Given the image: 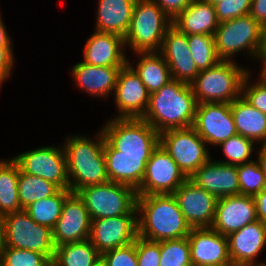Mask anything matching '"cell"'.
Segmentation results:
<instances>
[{
  "instance_id": "681fc988",
  "label": "cell",
  "mask_w": 266,
  "mask_h": 266,
  "mask_svg": "<svg viewBox=\"0 0 266 266\" xmlns=\"http://www.w3.org/2000/svg\"><path fill=\"white\" fill-rule=\"evenodd\" d=\"M258 163L264 173L265 181H266V150L262 147L258 150Z\"/></svg>"
},
{
  "instance_id": "1f68e13d",
  "label": "cell",
  "mask_w": 266,
  "mask_h": 266,
  "mask_svg": "<svg viewBox=\"0 0 266 266\" xmlns=\"http://www.w3.org/2000/svg\"><path fill=\"white\" fill-rule=\"evenodd\" d=\"M71 193L70 189H60L55 195L37 200L24 210L36 223L53 229L61 216L64 202Z\"/></svg>"
},
{
  "instance_id": "52a82bcc",
  "label": "cell",
  "mask_w": 266,
  "mask_h": 266,
  "mask_svg": "<svg viewBox=\"0 0 266 266\" xmlns=\"http://www.w3.org/2000/svg\"><path fill=\"white\" fill-rule=\"evenodd\" d=\"M214 38L221 60H232L242 50L256 59L266 46V30L250 14L220 23Z\"/></svg>"
},
{
  "instance_id": "d590c367",
  "label": "cell",
  "mask_w": 266,
  "mask_h": 266,
  "mask_svg": "<svg viewBox=\"0 0 266 266\" xmlns=\"http://www.w3.org/2000/svg\"><path fill=\"white\" fill-rule=\"evenodd\" d=\"M236 168L240 186V195L254 197L266 187L264 173L257 160L237 165Z\"/></svg>"
},
{
  "instance_id": "e575fe53",
  "label": "cell",
  "mask_w": 266,
  "mask_h": 266,
  "mask_svg": "<svg viewBox=\"0 0 266 266\" xmlns=\"http://www.w3.org/2000/svg\"><path fill=\"white\" fill-rule=\"evenodd\" d=\"M159 266H192L187 237L160 241Z\"/></svg>"
},
{
  "instance_id": "4316f807",
  "label": "cell",
  "mask_w": 266,
  "mask_h": 266,
  "mask_svg": "<svg viewBox=\"0 0 266 266\" xmlns=\"http://www.w3.org/2000/svg\"><path fill=\"white\" fill-rule=\"evenodd\" d=\"M136 0H99L95 31L125 37Z\"/></svg>"
},
{
  "instance_id": "ac0fdd59",
  "label": "cell",
  "mask_w": 266,
  "mask_h": 266,
  "mask_svg": "<svg viewBox=\"0 0 266 266\" xmlns=\"http://www.w3.org/2000/svg\"><path fill=\"white\" fill-rule=\"evenodd\" d=\"M187 238L192 266L232 265L227 236L203 227L192 228Z\"/></svg>"
},
{
  "instance_id": "30bf717a",
  "label": "cell",
  "mask_w": 266,
  "mask_h": 266,
  "mask_svg": "<svg viewBox=\"0 0 266 266\" xmlns=\"http://www.w3.org/2000/svg\"><path fill=\"white\" fill-rule=\"evenodd\" d=\"M159 145L187 178L210 160L206 142L191 126L170 129L159 134Z\"/></svg>"
},
{
  "instance_id": "ab89813d",
  "label": "cell",
  "mask_w": 266,
  "mask_h": 266,
  "mask_svg": "<svg viewBox=\"0 0 266 266\" xmlns=\"http://www.w3.org/2000/svg\"><path fill=\"white\" fill-rule=\"evenodd\" d=\"M250 73L252 72H249L244 78L241 96L250 105L266 115V83L257 79V82L254 84H249Z\"/></svg>"
},
{
  "instance_id": "7c38bea8",
  "label": "cell",
  "mask_w": 266,
  "mask_h": 266,
  "mask_svg": "<svg viewBox=\"0 0 266 266\" xmlns=\"http://www.w3.org/2000/svg\"><path fill=\"white\" fill-rule=\"evenodd\" d=\"M188 178L159 145L146 163L137 195L173 194Z\"/></svg>"
},
{
  "instance_id": "8fae6325",
  "label": "cell",
  "mask_w": 266,
  "mask_h": 266,
  "mask_svg": "<svg viewBox=\"0 0 266 266\" xmlns=\"http://www.w3.org/2000/svg\"><path fill=\"white\" fill-rule=\"evenodd\" d=\"M23 173L34 175L69 189L66 156L63 146H46L13 157Z\"/></svg>"
},
{
  "instance_id": "f5cc1de1",
  "label": "cell",
  "mask_w": 266,
  "mask_h": 266,
  "mask_svg": "<svg viewBox=\"0 0 266 266\" xmlns=\"http://www.w3.org/2000/svg\"><path fill=\"white\" fill-rule=\"evenodd\" d=\"M2 222H3V216L0 214V240H1V233H2Z\"/></svg>"
},
{
  "instance_id": "b9f144b4",
  "label": "cell",
  "mask_w": 266,
  "mask_h": 266,
  "mask_svg": "<svg viewBox=\"0 0 266 266\" xmlns=\"http://www.w3.org/2000/svg\"><path fill=\"white\" fill-rule=\"evenodd\" d=\"M135 247L138 266H159L160 241H151L137 236Z\"/></svg>"
},
{
  "instance_id": "bcb514c9",
  "label": "cell",
  "mask_w": 266,
  "mask_h": 266,
  "mask_svg": "<svg viewBox=\"0 0 266 266\" xmlns=\"http://www.w3.org/2000/svg\"><path fill=\"white\" fill-rule=\"evenodd\" d=\"M257 220L266 225V187L254 196Z\"/></svg>"
},
{
  "instance_id": "9f6ffc18",
  "label": "cell",
  "mask_w": 266,
  "mask_h": 266,
  "mask_svg": "<svg viewBox=\"0 0 266 266\" xmlns=\"http://www.w3.org/2000/svg\"><path fill=\"white\" fill-rule=\"evenodd\" d=\"M252 266H266V264H264V265H252Z\"/></svg>"
},
{
  "instance_id": "9c48e42d",
  "label": "cell",
  "mask_w": 266,
  "mask_h": 266,
  "mask_svg": "<svg viewBox=\"0 0 266 266\" xmlns=\"http://www.w3.org/2000/svg\"><path fill=\"white\" fill-rule=\"evenodd\" d=\"M77 194L84 201L91 220L137 214V193L131 186L108 181L86 186Z\"/></svg>"
},
{
  "instance_id": "5b68a950",
  "label": "cell",
  "mask_w": 266,
  "mask_h": 266,
  "mask_svg": "<svg viewBox=\"0 0 266 266\" xmlns=\"http://www.w3.org/2000/svg\"><path fill=\"white\" fill-rule=\"evenodd\" d=\"M173 21L152 0H136L125 45L136 52L160 51Z\"/></svg>"
},
{
  "instance_id": "f546056e",
  "label": "cell",
  "mask_w": 266,
  "mask_h": 266,
  "mask_svg": "<svg viewBox=\"0 0 266 266\" xmlns=\"http://www.w3.org/2000/svg\"><path fill=\"white\" fill-rule=\"evenodd\" d=\"M19 169L13 158L8 161L0 160V214L2 216L22 210L18 195Z\"/></svg>"
},
{
  "instance_id": "83f0119b",
  "label": "cell",
  "mask_w": 266,
  "mask_h": 266,
  "mask_svg": "<svg viewBox=\"0 0 266 266\" xmlns=\"http://www.w3.org/2000/svg\"><path fill=\"white\" fill-rule=\"evenodd\" d=\"M230 107L237 134L262 145L266 140V115L242 96L234 100Z\"/></svg>"
},
{
  "instance_id": "4dcf8cb0",
  "label": "cell",
  "mask_w": 266,
  "mask_h": 266,
  "mask_svg": "<svg viewBox=\"0 0 266 266\" xmlns=\"http://www.w3.org/2000/svg\"><path fill=\"white\" fill-rule=\"evenodd\" d=\"M101 254L89 239L56 247L53 266H93Z\"/></svg>"
},
{
  "instance_id": "60d3db41",
  "label": "cell",
  "mask_w": 266,
  "mask_h": 266,
  "mask_svg": "<svg viewBox=\"0 0 266 266\" xmlns=\"http://www.w3.org/2000/svg\"><path fill=\"white\" fill-rule=\"evenodd\" d=\"M101 258L106 266H138L135 241L127 246L102 253Z\"/></svg>"
},
{
  "instance_id": "f35d334b",
  "label": "cell",
  "mask_w": 266,
  "mask_h": 266,
  "mask_svg": "<svg viewBox=\"0 0 266 266\" xmlns=\"http://www.w3.org/2000/svg\"><path fill=\"white\" fill-rule=\"evenodd\" d=\"M252 0H223L215 4L219 23L250 14Z\"/></svg>"
},
{
  "instance_id": "836d02e7",
  "label": "cell",
  "mask_w": 266,
  "mask_h": 266,
  "mask_svg": "<svg viewBox=\"0 0 266 266\" xmlns=\"http://www.w3.org/2000/svg\"><path fill=\"white\" fill-rule=\"evenodd\" d=\"M188 44L199 71L213 67L221 60L216 53L214 35H188Z\"/></svg>"
},
{
  "instance_id": "7dc6e473",
  "label": "cell",
  "mask_w": 266,
  "mask_h": 266,
  "mask_svg": "<svg viewBox=\"0 0 266 266\" xmlns=\"http://www.w3.org/2000/svg\"><path fill=\"white\" fill-rule=\"evenodd\" d=\"M1 14H0V47H12L11 38L5 29Z\"/></svg>"
},
{
  "instance_id": "9a60e30c",
  "label": "cell",
  "mask_w": 266,
  "mask_h": 266,
  "mask_svg": "<svg viewBox=\"0 0 266 266\" xmlns=\"http://www.w3.org/2000/svg\"><path fill=\"white\" fill-rule=\"evenodd\" d=\"M191 228L212 227L217 198L189 178L173 193Z\"/></svg>"
},
{
  "instance_id": "d4e9b609",
  "label": "cell",
  "mask_w": 266,
  "mask_h": 266,
  "mask_svg": "<svg viewBox=\"0 0 266 266\" xmlns=\"http://www.w3.org/2000/svg\"><path fill=\"white\" fill-rule=\"evenodd\" d=\"M122 67L92 66L81 61L71 70L76 85L87 93L106 98L114 93L119 70Z\"/></svg>"
},
{
  "instance_id": "816d5d0a",
  "label": "cell",
  "mask_w": 266,
  "mask_h": 266,
  "mask_svg": "<svg viewBox=\"0 0 266 266\" xmlns=\"http://www.w3.org/2000/svg\"><path fill=\"white\" fill-rule=\"evenodd\" d=\"M204 1L209 2V3L213 4V5H215V4H217V3H219V2H221L223 0H204Z\"/></svg>"
},
{
  "instance_id": "d6986e66",
  "label": "cell",
  "mask_w": 266,
  "mask_h": 266,
  "mask_svg": "<svg viewBox=\"0 0 266 266\" xmlns=\"http://www.w3.org/2000/svg\"><path fill=\"white\" fill-rule=\"evenodd\" d=\"M172 79L190 84L199 74L188 44V35L171 26L160 49Z\"/></svg>"
},
{
  "instance_id": "7bdbcfd3",
  "label": "cell",
  "mask_w": 266,
  "mask_h": 266,
  "mask_svg": "<svg viewBox=\"0 0 266 266\" xmlns=\"http://www.w3.org/2000/svg\"><path fill=\"white\" fill-rule=\"evenodd\" d=\"M173 21L194 0H152Z\"/></svg>"
},
{
  "instance_id": "3957f363",
  "label": "cell",
  "mask_w": 266,
  "mask_h": 266,
  "mask_svg": "<svg viewBox=\"0 0 266 266\" xmlns=\"http://www.w3.org/2000/svg\"><path fill=\"white\" fill-rule=\"evenodd\" d=\"M96 135L98 139L95 140L85 135L69 136L63 146L72 193L109 181L104 155L105 137L102 130Z\"/></svg>"
},
{
  "instance_id": "db71d44e",
  "label": "cell",
  "mask_w": 266,
  "mask_h": 266,
  "mask_svg": "<svg viewBox=\"0 0 266 266\" xmlns=\"http://www.w3.org/2000/svg\"><path fill=\"white\" fill-rule=\"evenodd\" d=\"M261 147H262L263 149L266 150V140H265V142L261 145Z\"/></svg>"
},
{
  "instance_id": "484cf974",
  "label": "cell",
  "mask_w": 266,
  "mask_h": 266,
  "mask_svg": "<svg viewBox=\"0 0 266 266\" xmlns=\"http://www.w3.org/2000/svg\"><path fill=\"white\" fill-rule=\"evenodd\" d=\"M219 24L215 6L204 0H194L173 20V26L186 35H215Z\"/></svg>"
},
{
  "instance_id": "2e32d148",
  "label": "cell",
  "mask_w": 266,
  "mask_h": 266,
  "mask_svg": "<svg viewBox=\"0 0 266 266\" xmlns=\"http://www.w3.org/2000/svg\"><path fill=\"white\" fill-rule=\"evenodd\" d=\"M91 221L84 201L77 193H71L66 198L61 216L52 229L55 247L89 239Z\"/></svg>"
},
{
  "instance_id": "8d00e7d4",
  "label": "cell",
  "mask_w": 266,
  "mask_h": 266,
  "mask_svg": "<svg viewBox=\"0 0 266 266\" xmlns=\"http://www.w3.org/2000/svg\"><path fill=\"white\" fill-rule=\"evenodd\" d=\"M254 141L243 137L242 135H235L230 137L228 140L223 141L218 146L222 147L224 156L228 159L227 161H219L230 165H242L244 163L251 162L250 156L253 152Z\"/></svg>"
},
{
  "instance_id": "74e56055",
  "label": "cell",
  "mask_w": 266,
  "mask_h": 266,
  "mask_svg": "<svg viewBox=\"0 0 266 266\" xmlns=\"http://www.w3.org/2000/svg\"><path fill=\"white\" fill-rule=\"evenodd\" d=\"M1 266H51L52 261L35 251L0 248Z\"/></svg>"
},
{
  "instance_id": "ffe728a7",
  "label": "cell",
  "mask_w": 266,
  "mask_h": 266,
  "mask_svg": "<svg viewBox=\"0 0 266 266\" xmlns=\"http://www.w3.org/2000/svg\"><path fill=\"white\" fill-rule=\"evenodd\" d=\"M257 221L256 204L253 196H225L217 199L212 228L222 235L242 229Z\"/></svg>"
},
{
  "instance_id": "5bb4252c",
  "label": "cell",
  "mask_w": 266,
  "mask_h": 266,
  "mask_svg": "<svg viewBox=\"0 0 266 266\" xmlns=\"http://www.w3.org/2000/svg\"><path fill=\"white\" fill-rule=\"evenodd\" d=\"M137 236V214H126L91 221L89 240L100 254L132 244Z\"/></svg>"
},
{
  "instance_id": "4fadbf2b",
  "label": "cell",
  "mask_w": 266,
  "mask_h": 266,
  "mask_svg": "<svg viewBox=\"0 0 266 266\" xmlns=\"http://www.w3.org/2000/svg\"><path fill=\"white\" fill-rule=\"evenodd\" d=\"M192 127L206 143L214 146L237 135L229 103L197 104Z\"/></svg>"
},
{
  "instance_id": "f1b7e54d",
  "label": "cell",
  "mask_w": 266,
  "mask_h": 266,
  "mask_svg": "<svg viewBox=\"0 0 266 266\" xmlns=\"http://www.w3.org/2000/svg\"><path fill=\"white\" fill-rule=\"evenodd\" d=\"M135 54L140 56L136 67H133L129 60L128 65L141 78L150 94L161 89L172 79L169 67L160 52H136Z\"/></svg>"
},
{
  "instance_id": "ee69618b",
  "label": "cell",
  "mask_w": 266,
  "mask_h": 266,
  "mask_svg": "<svg viewBox=\"0 0 266 266\" xmlns=\"http://www.w3.org/2000/svg\"><path fill=\"white\" fill-rule=\"evenodd\" d=\"M14 54L12 47H0V86L9 78L14 67Z\"/></svg>"
},
{
  "instance_id": "f6af8a7d",
  "label": "cell",
  "mask_w": 266,
  "mask_h": 266,
  "mask_svg": "<svg viewBox=\"0 0 266 266\" xmlns=\"http://www.w3.org/2000/svg\"><path fill=\"white\" fill-rule=\"evenodd\" d=\"M250 15L266 30V0H252Z\"/></svg>"
},
{
  "instance_id": "e0dca14e",
  "label": "cell",
  "mask_w": 266,
  "mask_h": 266,
  "mask_svg": "<svg viewBox=\"0 0 266 266\" xmlns=\"http://www.w3.org/2000/svg\"><path fill=\"white\" fill-rule=\"evenodd\" d=\"M114 94L120 113L114 118H142L144 116L150 93L141 78L128 64L119 70Z\"/></svg>"
},
{
  "instance_id": "ba28073f",
  "label": "cell",
  "mask_w": 266,
  "mask_h": 266,
  "mask_svg": "<svg viewBox=\"0 0 266 266\" xmlns=\"http://www.w3.org/2000/svg\"><path fill=\"white\" fill-rule=\"evenodd\" d=\"M105 140L124 156H151L159 133L142 118H113L103 126Z\"/></svg>"
},
{
  "instance_id": "11a10c76",
  "label": "cell",
  "mask_w": 266,
  "mask_h": 266,
  "mask_svg": "<svg viewBox=\"0 0 266 266\" xmlns=\"http://www.w3.org/2000/svg\"><path fill=\"white\" fill-rule=\"evenodd\" d=\"M208 266H233V265H208Z\"/></svg>"
},
{
  "instance_id": "6da1fadb",
  "label": "cell",
  "mask_w": 266,
  "mask_h": 266,
  "mask_svg": "<svg viewBox=\"0 0 266 266\" xmlns=\"http://www.w3.org/2000/svg\"><path fill=\"white\" fill-rule=\"evenodd\" d=\"M138 236L163 241L187 237L190 225L173 194L137 195Z\"/></svg>"
},
{
  "instance_id": "603a6c76",
  "label": "cell",
  "mask_w": 266,
  "mask_h": 266,
  "mask_svg": "<svg viewBox=\"0 0 266 266\" xmlns=\"http://www.w3.org/2000/svg\"><path fill=\"white\" fill-rule=\"evenodd\" d=\"M123 37L94 31L84 48V60L92 66L124 67L128 64Z\"/></svg>"
},
{
  "instance_id": "7a4b0ae2",
  "label": "cell",
  "mask_w": 266,
  "mask_h": 266,
  "mask_svg": "<svg viewBox=\"0 0 266 266\" xmlns=\"http://www.w3.org/2000/svg\"><path fill=\"white\" fill-rule=\"evenodd\" d=\"M197 102L190 84L171 79L161 89L151 93L142 117L159 134L170 129L193 125Z\"/></svg>"
},
{
  "instance_id": "f907efd6",
  "label": "cell",
  "mask_w": 266,
  "mask_h": 266,
  "mask_svg": "<svg viewBox=\"0 0 266 266\" xmlns=\"http://www.w3.org/2000/svg\"><path fill=\"white\" fill-rule=\"evenodd\" d=\"M93 266H106L105 262L102 260V258L97 261Z\"/></svg>"
},
{
  "instance_id": "c3c4849f",
  "label": "cell",
  "mask_w": 266,
  "mask_h": 266,
  "mask_svg": "<svg viewBox=\"0 0 266 266\" xmlns=\"http://www.w3.org/2000/svg\"><path fill=\"white\" fill-rule=\"evenodd\" d=\"M262 61V69L260 71V81L266 83V46L258 53L257 59Z\"/></svg>"
},
{
  "instance_id": "cb8c5ba5",
  "label": "cell",
  "mask_w": 266,
  "mask_h": 266,
  "mask_svg": "<svg viewBox=\"0 0 266 266\" xmlns=\"http://www.w3.org/2000/svg\"><path fill=\"white\" fill-rule=\"evenodd\" d=\"M104 155L109 181L131 186L135 190L140 187L150 156H124L106 140Z\"/></svg>"
},
{
  "instance_id": "44dd1931",
  "label": "cell",
  "mask_w": 266,
  "mask_h": 266,
  "mask_svg": "<svg viewBox=\"0 0 266 266\" xmlns=\"http://www.w3.org/2000/svg\"><path fill=\"white\" fill-rule=\"evenodd\" d=\"M229 256L233 266L264 265L256 257L266 245V225L259 220L227 236Z\"/></svg>"
},
{
  "instance_id": "8992f818",
  "label": "cell",
  "mask_w": 266,
  "mask_h": 266,
  "mask_svg": "<svg viewBox=\"0 0 266 266\" xmlns=\"http://www.w3.org/2000/svg\"><path fill=\"white\" fill-rule=\"evenodd\" d=\"M0 248L35 251L51 261L56 249L52 229L36 223L24 209L3 216Z\"/></svg>"
},
{
  "instance_id": "7402d4cb",
  "label": "cell",
  "mask_w": 266,
  "mask_h": 266,
  "mask_svg": "<svg viewBox=\"0 0 266 266\" xmlns=\"http://www.w3.org/2000/svg\"><path fill=\"white\" fill-rule=\"evenodd\" d=\"M189 179L217 199L240 195L237 168L234 165L210 159L196 170Z\"/></svg>"
},
{
  "instance_id": "277c9868",
  "label": "cell",
  "mask_w": 266,
  "mask_h": 266,
  "mask_svg": "<svg viewBox=\"0 0 266 266\" xmlns=\"http://www.w3.org/2000/svg\"><path fill=\"white\" fill-rule=\"evenodd\" d=\"M233 60H220L201 70L190 83L197 104L229 103L241 96L244 78L249 73Z\"/></svg>"
},
{
  "instance_id": "d6a6232c",
  "label": "cell",
  "mask_w": 266,
  "mask_h": 266,
  "mask_svg": "<svg viewBox=\"0 0 266 266\" xmlns=\"http://www.w3.org/2000/svg\"><path fill=\"white\" fill-rule=\"evenodd\" d=\"M60 188L41 177L23 173L19 169L18 195L22 209L31 203L55 195Z\"/></svg>"
}]
</instances>
